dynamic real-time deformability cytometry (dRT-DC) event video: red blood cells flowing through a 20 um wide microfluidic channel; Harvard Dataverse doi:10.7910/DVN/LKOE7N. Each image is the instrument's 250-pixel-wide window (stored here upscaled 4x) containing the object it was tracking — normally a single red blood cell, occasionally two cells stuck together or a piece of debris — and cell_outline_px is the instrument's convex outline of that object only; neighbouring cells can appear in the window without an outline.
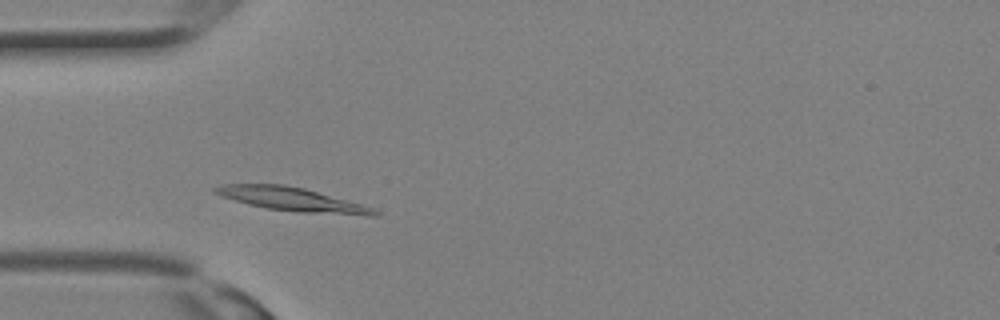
{"species": "Egyptian fruit bat (a non-hibernating species)", "species_latin": "Rousettus aegyptiacus", "temperature_condition": "room temperature", "stored_images_in_passage": 4, "camera_frame_rate_fps": 3000, "um_per_image_px": 0.085, "animal": {"sex": "female"}, "frame": {"image": 1, "passage_image": 2, "time_ms": 0.333, "image_size_px": [1000, 320], "cell_outline_px": [[380, 212], [376, 216], [368, 216], [296, 212], [268, 208], [248, 204], [220, 196], [212, 192], [212, 188], [220, 184], [284, 184], [304, 188], [360, 204], [372, 208]], "centroid_in_image_um": [24.78, 16.94], "position_along_channel_um": 60.2, "area_um2": 21.91}}
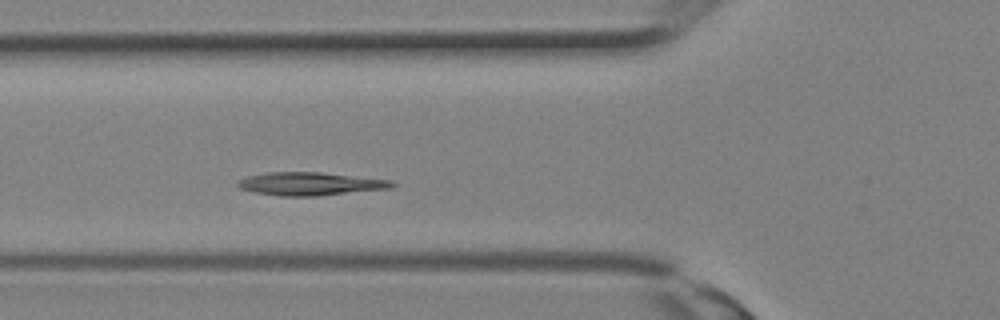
{"frame": {"image": 2, "passage_image": 4, "time_ms": 1.0, "image_size_px": [1000, 320], "cell_outline_px": [[396, 184], [392, 188], [316, 196], [280, 196], [256, 192], [240, 188], [236, 184], [236, 180], [248, 176], [268, 172], [320, 172], [392, 180]], "centroid_in_image_um": [26.37, 15.62], "position_along_channel_um": 99.4, "area_um2": 20.75}}